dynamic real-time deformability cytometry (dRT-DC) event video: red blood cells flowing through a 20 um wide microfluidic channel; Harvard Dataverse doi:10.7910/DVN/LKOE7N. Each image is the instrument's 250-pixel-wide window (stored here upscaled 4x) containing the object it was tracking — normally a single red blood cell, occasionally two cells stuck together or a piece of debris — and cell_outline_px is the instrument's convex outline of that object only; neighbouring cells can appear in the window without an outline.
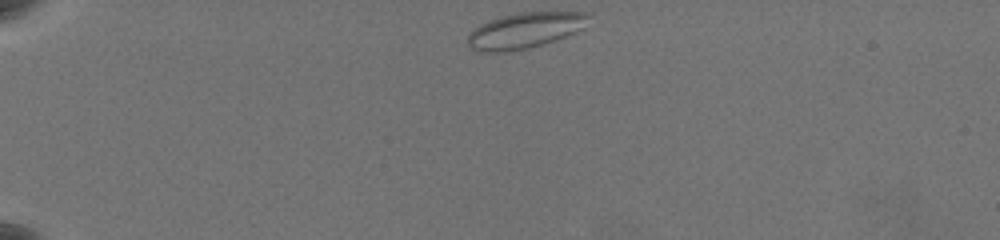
{"species": "common noctule bat (a hibernating species)", "species_latin": "Nyctalus noctula", "temperature_condition": "warm", "stored_images_in_passage": 43, "camera_frame_rate_fps": 3000, "um_per_image_px": 0.085, "animal": {"sex": "female", "body_mass_g": 19.5, "forearm_length_mm": 54.1}, "frame": {"image": 1, "passage_image": 1, "time_ms": 0.0, "image_size_px": [1000, 240], "cell_outline_px": [[588, 16], [584, 28], [544, 44], [528, 48], [504, 52], [480, 52], [468, 48], [468, 36], [480, 24], [488, 20], [500, 16], [516, 12], [588, 12]], "centroid_in_image_um": [44.57, 2.59], "position_along_channel_um": 40.4, "area_um2": 25.09}}
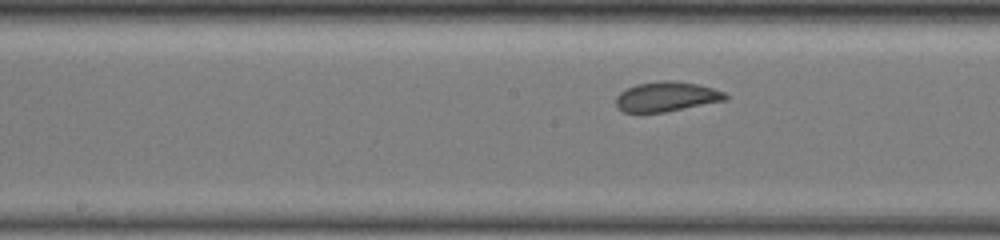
{"frame": {"image": 2, "passage_image": 20, "time_ms": 6.333, "image_size_px": [1000, 240], "cell_outline_px": [[728, 100], [664, 112], [624, 112], [616, 108], [616, 96], [620, 92], [636, 84], [660, 80], [676, 80], [696, 84], [712, 88], [724, 92], [728, 96]], "centroid_in_image_um": [56.65, 8.21], "position_along_channel_um": 191.6, "area_um2": 19.07}}
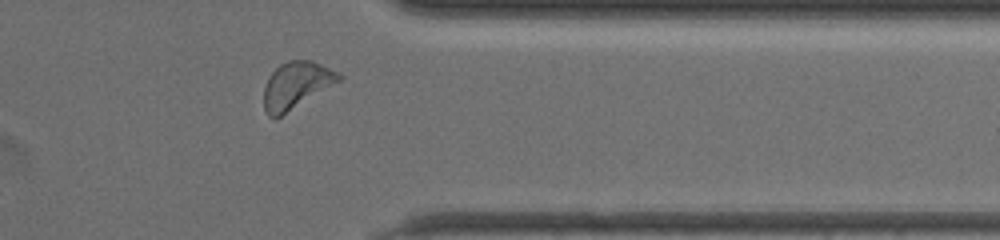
{"frame": {"image": 3, "passage_image": 37, "time_ms": 12.0, "image_size_px": [1000, 240], "cell_outline_px": [[344, 76], [340, 80], [280, 116], [268, 116], [264, 108], [264, 88], [268, 76], [280, 64], [288, 60], [312, 60], [340, 72]], "centroid_in_image_um": [25.18, 7.2], "position_along_channel_um": 386.2, "area_um2": 20.11}}